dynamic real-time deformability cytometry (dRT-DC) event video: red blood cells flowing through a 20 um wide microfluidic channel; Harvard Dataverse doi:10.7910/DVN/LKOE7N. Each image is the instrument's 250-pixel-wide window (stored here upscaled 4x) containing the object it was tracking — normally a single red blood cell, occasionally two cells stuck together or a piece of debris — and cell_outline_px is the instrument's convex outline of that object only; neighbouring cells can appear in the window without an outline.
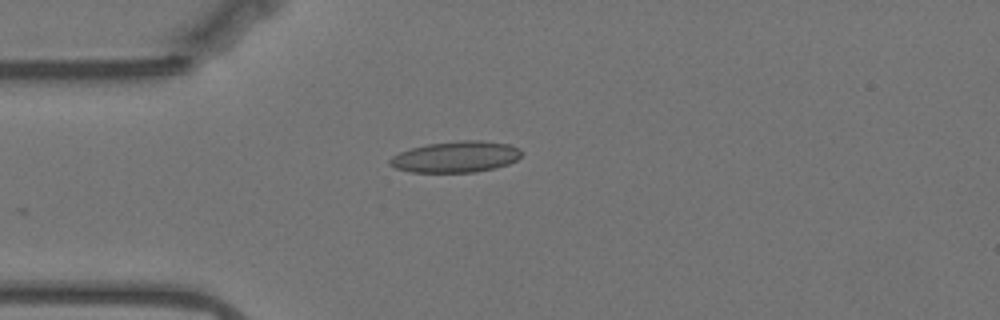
{"species": "Egyptian fruit bat (a non-hibernating species)", "species_latin": "Rousettus aegyptiacus", "temperature_condition": "warm", "stored_images_in_passage": 36, "camera_frame_rate_fps": 3000, "um_per_image_px": 0.085, "animal": {"sex": "female"}, "frame": {"image": 1, "passage_image": 1, "time_ms": 0.0, "image_size_px": [1000, 320], "cell_outline_px": [[520, 156], [516, 160], [508, 164], [496, 168], [476, 172], [412, 172], [396, 168], [388, 164], [388, 160], [392, 156], [400, 152], [412, 148], [428, 144], [460, 140], [484, 140], [508, 144], [520, 148]], "centroid_in_image_um": [38.75, 13.33], "position_along_channel_um": 46.3, "area_um2": 23.93}}
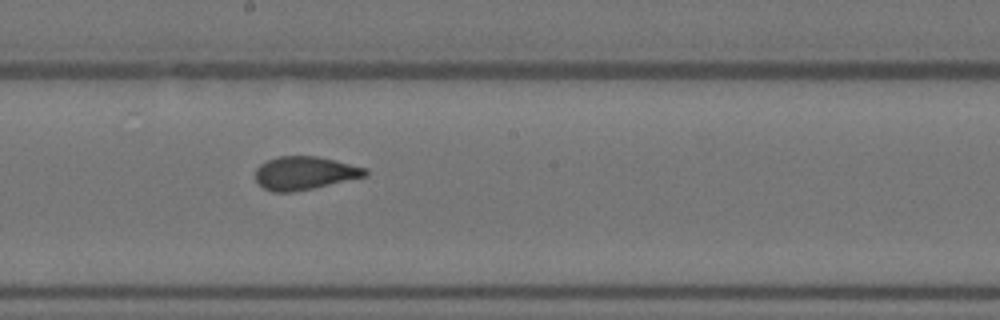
{"frame": {"image": 2, "passage_image": 17, "time_ms": 5.333, "image_size_px": [1000, 320], "cell_outline_px": [[368, 176], [312, 188], [292, 192], [272, 192], [264, 188], [256, 180], [256, 168], [260, 164], [276, 156], [316, 156], [336, 160], [368, 168]], "centroid_in_image_um": [25.92, 14.7], "position_along_channel_um": 222.3, "area_um2": 21.33}}
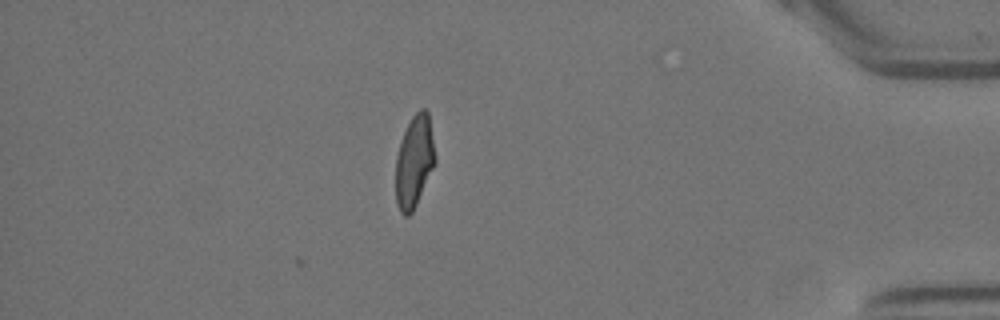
{"frame": {"image": 3, "passage_image": 36, "time_ms": 11.667, "image_size_px": [1000, 320], "cell_outline_px": [[436, 164], [412, 212], [408, 216], [404, 216], [400, 212], [396, 204], [396, 156], [400, 140], [412, 116], [420, 108], [424, 108], [428, 112], [436, 160]], "centroid_in_image_um": [35.21, 13.74], "position_along_channel_um": 400.0, "area_um2": 21.21}, "authors_computed_cell_mechanics": {"area_um2": 21.3282, "velocity_mm_per_s": 3.5026, "shape_relaxation_time_tau1_ms": 5.5808, "shape_relaxation_time_tau2_ms": 1.1133, "deformation_change_tau1": 0.1617, "deformation_change_tau2": 0.08}}